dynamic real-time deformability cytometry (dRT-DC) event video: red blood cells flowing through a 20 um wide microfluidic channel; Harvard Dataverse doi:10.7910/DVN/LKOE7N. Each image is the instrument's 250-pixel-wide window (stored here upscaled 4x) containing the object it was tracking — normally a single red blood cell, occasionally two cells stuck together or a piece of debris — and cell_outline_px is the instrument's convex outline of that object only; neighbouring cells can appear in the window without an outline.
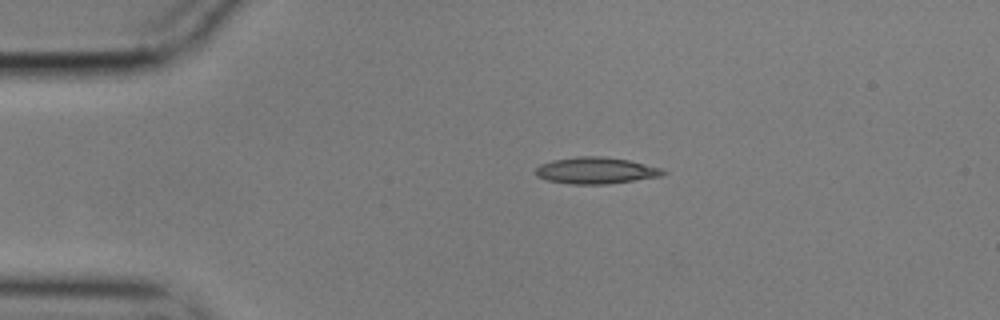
{"species": "common noctule bat (a hibernating species)", "species_latin": "Nyctalus noctula", "temperature_condition": "cold", "stored_images_in_passage": 46, "camera_frame_rate_fps": 3000, "um_per_image_px": 0.085, "animal": {"sex": "male", "body_mass_g": 17.9}, "frame": {"image": 1, "passage_image": 1, "time_ms": 0.0, "image_size_px": [1000, 320], "cell_outline_px": [[668, 172], [660, 176], [608, 184], [572, 184], [548, 180], [536, 176], [536, 168], [540, 164], [552, 160], [576, 156], [600, 156], [628, 160], [664, 168]], "centroid_in_image_um": [50.66, 14.49], "position_along_channel_um": 34.3, "area_um2": 19.71}}
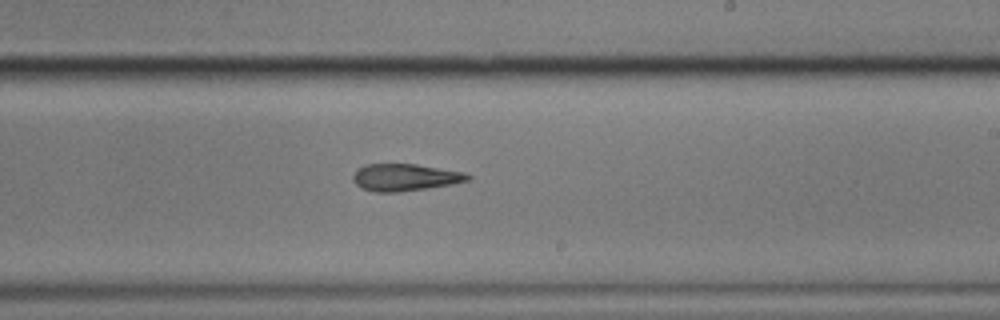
{"frame": {"image": 2, "passage_image": 23, "time_ms": 7.333, "image_size_px": [1000, 320], "cell_outline_px": [[472, 176], [468, 180], [428, 188], [400, 192], [372, 192], [360, 188], [352, 180], [352, 176], [364, 164], [416, 164], [464, 172]], "centroid_in_image_um": [34.38, 15.08], "position_along_channel_um": 254.6, "area_um2": 18.03}}
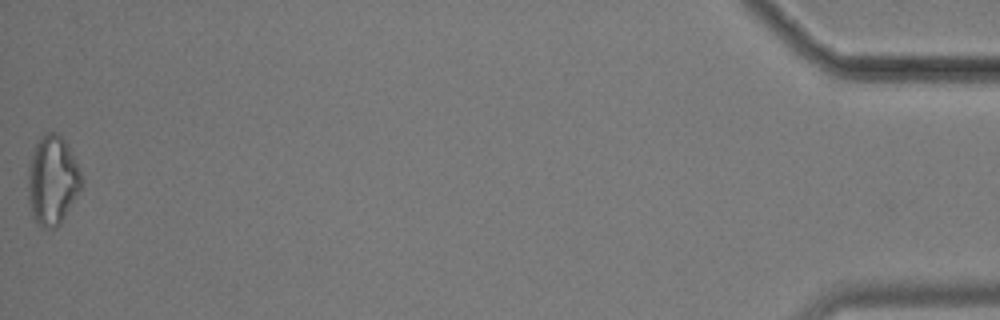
{"frame": {"image": 3, "passage_image": 46, "time_ms": 15.0, "image_size_px": [1000, 320], "cell_outline_px": [[84, 184], [60, 224], [56, 228], [44, 228], [32, 216], [28, 204], [28, 164], [36, 144], [44, 132], [56, 132], [68, 144], [84, 180]], "centroid_in_image_um": [4.46, 15.33], "position_along_channel_um": 430.7, "area_um2": 27.98}, "authors_computed_cell_mechanics": {"area_um2": 19.6809, "velocity_mm_per_s": 3.5306, "shape_relaxation_time_tau1_ms": null, "shape_relaxation_time_tau2_ms": 6.3978, "deformation_change_tau1": null, "deformation_change_tau2": 0.173}}